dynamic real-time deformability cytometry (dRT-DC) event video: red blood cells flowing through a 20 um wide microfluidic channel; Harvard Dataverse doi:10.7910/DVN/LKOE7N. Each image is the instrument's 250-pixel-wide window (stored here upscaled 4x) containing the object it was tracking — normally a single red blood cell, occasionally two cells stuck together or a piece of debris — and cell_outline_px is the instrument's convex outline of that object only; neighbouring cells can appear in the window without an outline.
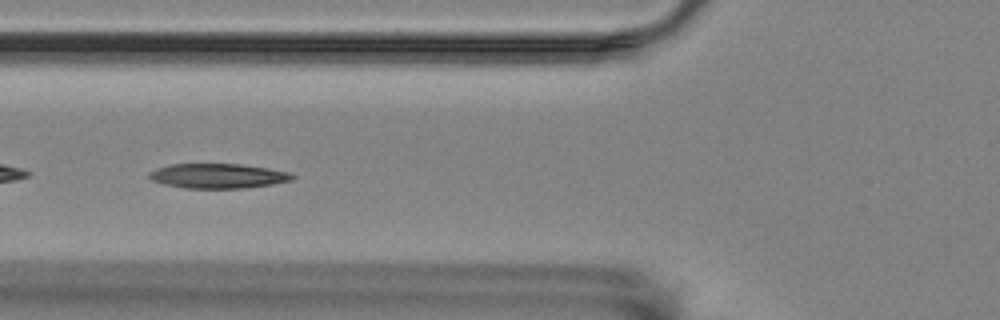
{"species": "Egyptian fruit bat (a non-hibernating species)", "species_latin": "Rousettus aegyptiacus", "temperature_condition": "room temperature", "stored_images_in_passage": 27, "camera_frame_rate_fps": 3000, "um_per_image_px": 0.085, "animal": {"sex": "female"}, "frame": {"image": 1, "passage_image": 5, "time_ms": 1.333, "image_size_px": [1000, 320], "cell_outline_px": [[296, 176], [292, 180], [272, 184], [244, 188], [184, 188], [164, 184], [152, 180], [148, 176], [148, 172], [156, 168], [172, 164], [240, 164], [268, 168], [292, 172]], "centroid_in_image_um": [18.54, 14.95], "position_along_channel_um": 107.3, "area_um2": 20.69}}
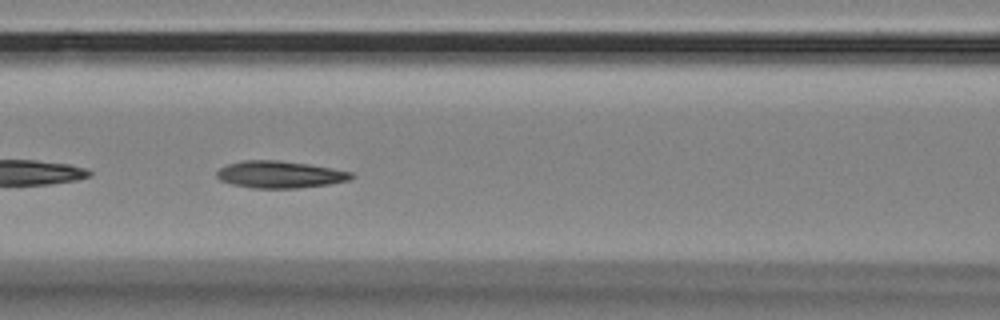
{"frame": {"image": 2, "passage_image": 8, "time_ms": 2.333, "image_size_px": [1000, 320], "cell_outline_px": [[356, 176], [352, 180], [328, 184], [296, 188], [252, 188], [232, 184], [220, 180], [216, 176], [216, 172], [220, 168], [228, 164], [244, 160], [276, 160], [308, 164], [332, 168], [352, 172]], "centroid_in_image_um": [23.81, 14.83], "position_along_channel_um": 142.8, "area_um2": 21.21}}
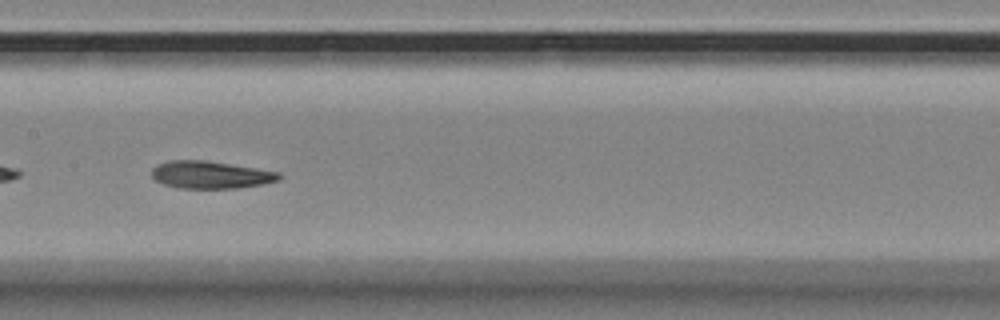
{"frame": {"image": 3, "passage_image": 12, "time_ms": 3.667, "image_size_px": [1000, 320], "cell_outline_px": [[284, 176], [280, 180], [264, 184], [236, 188], [176, 188], [164, 184], [156, 180], [152, 176], [152, 168], [156, 164], [168, 160], [204, 160], [256, 168], [280, 172]], "centroid_in_image_um": [17.92, 14.85], "position_along_channel_um": 189.5, "area_um2": 20.52}}